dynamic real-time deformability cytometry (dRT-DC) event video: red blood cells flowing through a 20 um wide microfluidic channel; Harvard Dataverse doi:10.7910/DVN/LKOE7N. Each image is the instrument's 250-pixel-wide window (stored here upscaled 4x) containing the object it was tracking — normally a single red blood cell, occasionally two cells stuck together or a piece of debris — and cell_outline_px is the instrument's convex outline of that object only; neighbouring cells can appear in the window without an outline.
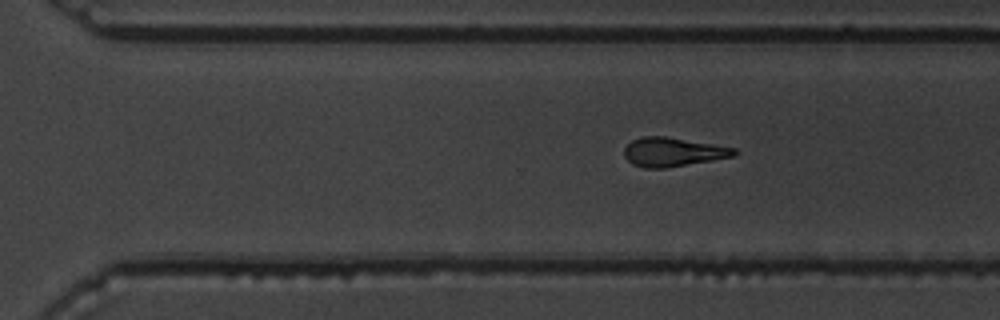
{"species": "common noctule bat (a hibernating species)", "species_latin": "Nyctalus noctula", "temperature_condition": "warm", "stored_images_in_passage": 11, "segment_of_instrument_passage": [2, 2], "camera_frame_rate_fps": 3000, "um_per_image_px": 0.085, "animal": {"sex": "male", "body_mass_g": 19.5, "forearm_length_mm": 54.6}, "frame": {"image": 1, "passage_image": 11, "time_ms": 13.333, "image_size_px": [1000, 320], "cell_outline_px": [[740, 152], [736, 156], [668, 168], [644, 168], [632, 164], [624, 156], [624, 148], [632, 140], [640, 136], [664, 136], [736, 148]], "centroid_in_image_um": [57.21, 12.93], "position_along_channel_um": 313.4, "area_um2": 18.73}}